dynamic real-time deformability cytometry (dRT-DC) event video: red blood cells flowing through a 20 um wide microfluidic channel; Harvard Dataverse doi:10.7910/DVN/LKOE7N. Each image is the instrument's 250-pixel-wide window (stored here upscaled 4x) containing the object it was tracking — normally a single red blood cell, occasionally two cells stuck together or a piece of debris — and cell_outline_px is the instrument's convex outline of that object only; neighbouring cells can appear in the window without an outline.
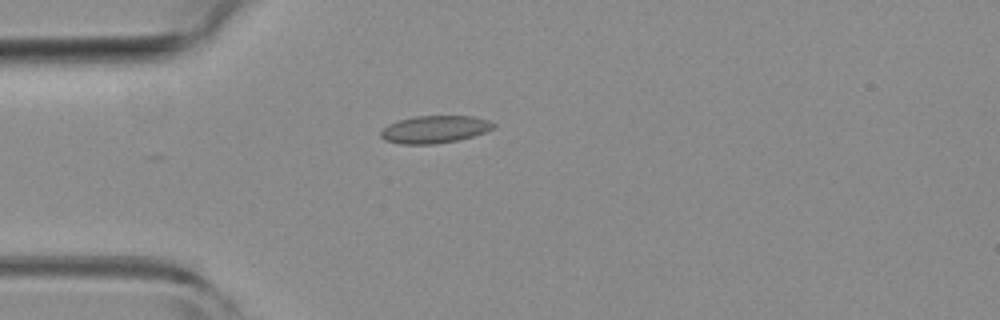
{"species": "common noctule bat (a hibernating species)", "species_latin": "Nyctalus noctula", "temperature_condition": "room temperature", "stored_images_in_passage": 5, "camera_frame_rate_fps": 3000, "um_per_image_px": 0.085, "animal": {"sex": "female", "body_mass_g": 19.3, "forearm_length_mm": 54.1}, "frame": {"image": 1, "passage_image": 4, "time_ms": 1.0, "image_size_px": [1000, 320], "cell_outline_px": [[496, 128], [472, 136], [456, 140], [432, 144], [400, 144], [384, 140], [380, 136], [380, 132], [388, 124], [400, 120], [416, 116], [476, 116], [488, 120], [496, 124]], "centroid_in_image_um": [36.96, 10.99], "position_along_channel_um": 48.0, "area_um2": 17.98}}